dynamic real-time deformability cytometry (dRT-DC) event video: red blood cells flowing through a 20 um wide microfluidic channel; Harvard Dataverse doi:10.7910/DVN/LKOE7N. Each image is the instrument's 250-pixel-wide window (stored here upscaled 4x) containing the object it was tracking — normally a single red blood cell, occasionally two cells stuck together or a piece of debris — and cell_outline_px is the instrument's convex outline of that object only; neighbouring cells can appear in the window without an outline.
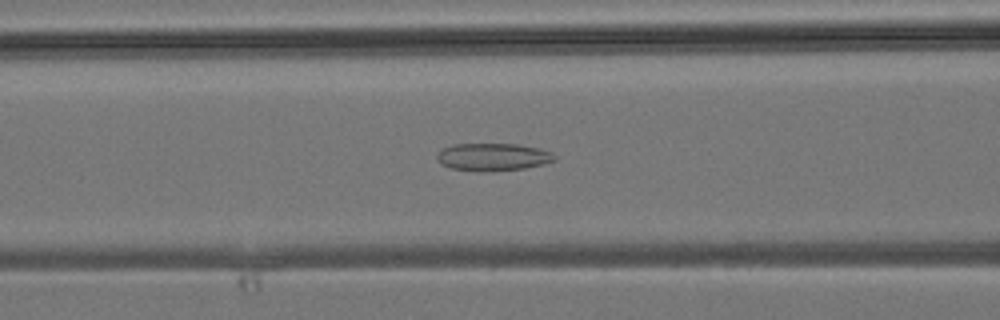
{"species": "common noctule bat (a hibernating species)", "species_latin": "Nyctalus noctula", "temperature_condition": "room temperature", "stored_images_in_passage": 36, "camera_frame_rate_fps": 3000, "um_per_image_px": 0.085, "animal": {"sex": "male", "body_mass_g": 19.2, "forearm_length_mm": 51.8}, "frame": {"image": 1, "passage_image": 11, "time_ms": 3.333, "image_size_px": [1000, 320], "cell_outline_px": [[556, 160], [544, 164], [524, 168], [492, 172], [480, 172], [452, 168], [440, 164], [436, 160], [436, 156], [444, 148], [452, 144], [516, 144], [536, 148], [552, 152], [556, 156]], "centroid_in_image_um": [41.89, 13.36], "position_along_channel_um": 124.7, "area_um2": 19.02}}
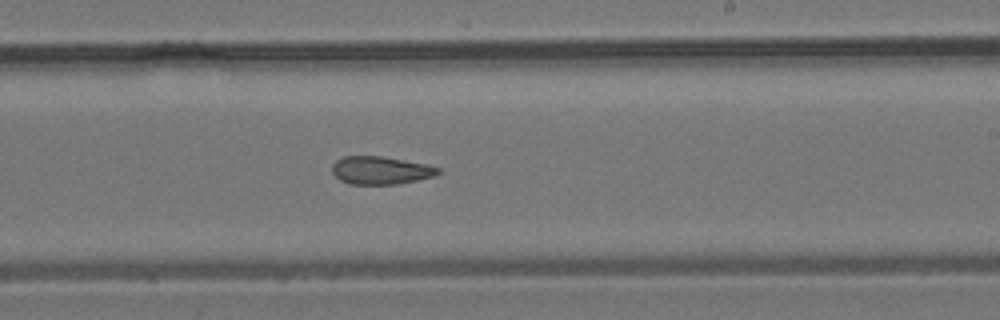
{"frame": {"image": 2, "passage_image": 19, "time_ms": 6.0, "image_size_px": [1000, 320], "cell_outline_px": [[440, 172], [432, 176], [416, 180], [396, 184], [348, 184], [340, 180], [332, 172], [332, 164], [336, 160], [344, 156], [380, 156], [428, 164], [440, 168]], "centroid_in_image_um": [32.33, 14.47], "position_along_channel_um": 256.7, "area_um2": 17.17}}
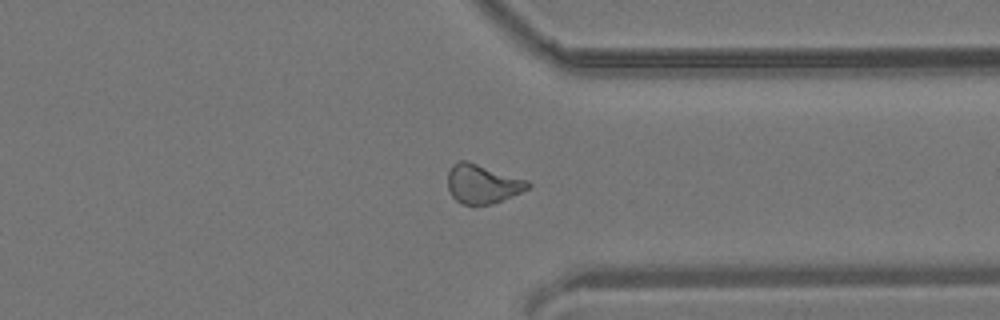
{"frame": {"image": 3, "passage_image": 26, "time_ms": 8.333, "image_size_px": [1000, 320], "cell_outline_px": [[532, 184], [528, 188], [512, 196], [492, 204], [472, 208], [456, 200], [452, 196], [448, 188], [448, 172], [452, 164], [460, 160], [468, 160], [528, 180]], "centroid_in_image_um": [40.99, 15.64], "position_along_channel_um": 370.4, "area_um2": 18.67}}